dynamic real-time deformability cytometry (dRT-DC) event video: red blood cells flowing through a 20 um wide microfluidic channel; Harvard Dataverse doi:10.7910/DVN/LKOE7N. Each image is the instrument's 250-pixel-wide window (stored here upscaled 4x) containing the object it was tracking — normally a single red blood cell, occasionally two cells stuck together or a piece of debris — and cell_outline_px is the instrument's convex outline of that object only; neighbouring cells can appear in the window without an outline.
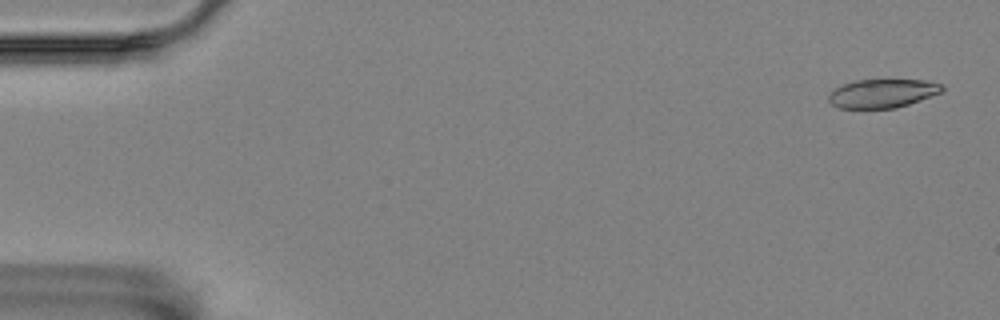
{"species": "Egyptian fruit bat (a non-hibernating species)", "species_latin": "Rousettus aegyptiacus", "temperature_condition": "room temperature", "stored_images_in_passage": 57, "camera_frame_rate_fps": 3000, "um_per_image_px": 0.085, "animal": {"sex": "female"}, "frame": {"image": 1, "passage_image": 2, "time_ms": 0.333, "image_size_px": [1000, 320], "cell_outline_px": [[944, 92], [896, 108], [840, 108], [832, 104], [828, 100], [828, 92], [832, 88], [840, 84], [856, 80], [924, 80], [944, 84]], "centroid_in_image_um": [74.99, 7.93], "position_along_channel_um": 10.0, "area_um2": 19.25}}
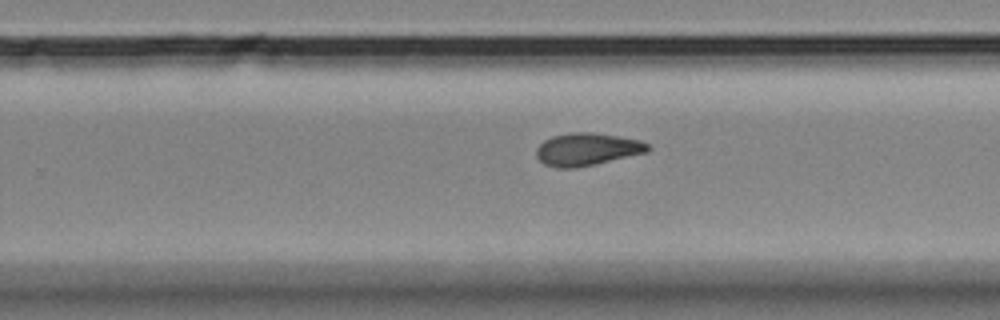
{"frame": {"image": 2, "passage_image": 36, "time_ms": 11.667, "image_size_px": [1000, 320], "cell_outline_px": [[652, 148], [648, 152], [576, 168], [560, 168], [544, 164], [536, 156], [536, 148], [544, 140], [552, 136], [568, 132], [592, 132], [640, 140], [648, 144]], "centroid_in_image_um": [49.89, 12.68], "position_along_channel_um": 279.9, "area_um2": 21.15}}
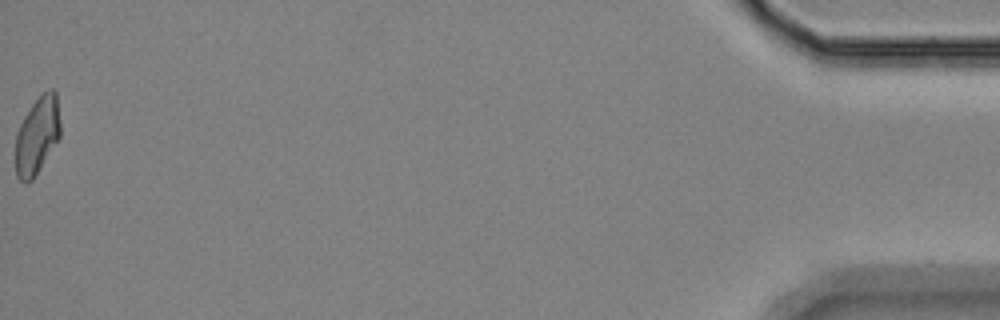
{"frame": {"image": 3, "passage_image": 57, "time_ms": 18.667, "image_size_px": [1000, 320], "cell_outline_px": [[60, 136], [32, 180], [20, 180], [16, 176], [16, 136], [20, 124], [24, 116], [32, 104], [48, 88], [52, 88], [56, 92], [60, 120]], "centroid_in_image_um": [3.17, 11.47], "position_along_channel_um": 432.0, "area_um2": 19.83}, "authors_computed_cell_mechanics": {"area_um2": 20.6924, "velocity_mm_per_s": 3.5205, "shape_relaxation_time_tau1_ms": 7.3822, "shape_relaxation_time_tau2_ms": 6.6821, "deformation_change_tau1": 0.1897, "deformation_change_tau2": 0.1275}}